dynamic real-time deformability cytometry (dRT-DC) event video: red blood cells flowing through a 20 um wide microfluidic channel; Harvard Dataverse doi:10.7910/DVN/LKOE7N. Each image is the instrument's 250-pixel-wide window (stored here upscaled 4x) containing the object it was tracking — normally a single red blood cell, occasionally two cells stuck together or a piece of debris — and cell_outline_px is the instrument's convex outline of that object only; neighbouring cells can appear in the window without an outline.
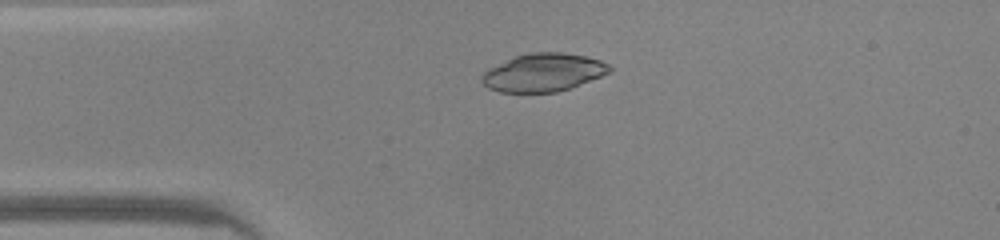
{"species": "common noctule bat (a hibernating species)", "species_latin": "Nyctalus noctula", "temperature_condition": "warm", "stored_images_in_passage": 37, "camera_frame_rate_fps": 3000, "um_per_image_px": 0.085, "animal": {"sex": "male", "body_mass_g": 20.0, "forearm_length_mm": 53.3}, "frame": {"image": 1, "passage_image": 1, "time_ms": 0.0, "image_size_px": [1000, 240], "cell_outline_px": [[612, 72], [568, 88], [556, 92], [500, 92], [488, 88], [480, 80], [480, 76], [488, 68], [516, 56], [532, 52], [564, 52], [584, 56], [600, 60], [608, 64], [612, 68]], "centroid_in_image_um": [46.17, 6.16], "position_along_channel_um": 38.8, "area_um2": 28.15}}
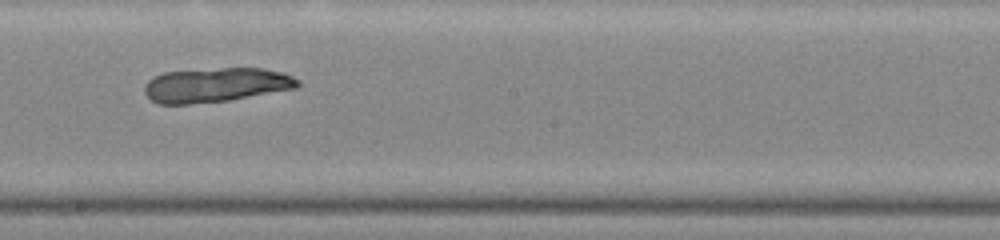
{"frame": {"image": 2, "passage_image": 16, "time_ms": 5.0, "image_size_px": [1000, 240], "cell_outline_px": [[300, 84], [296, 88], [228, 100], [188, 104], [156, 104], [144, 92], [144, 84], [148, 80], [164, 72], [224, 68], [260, 68], [284, 72], [300, 80]], "centroid_in_image_um": [18.35, 7.22], "position_along_channel_um": 229.8, "area_um2": 30.58}}
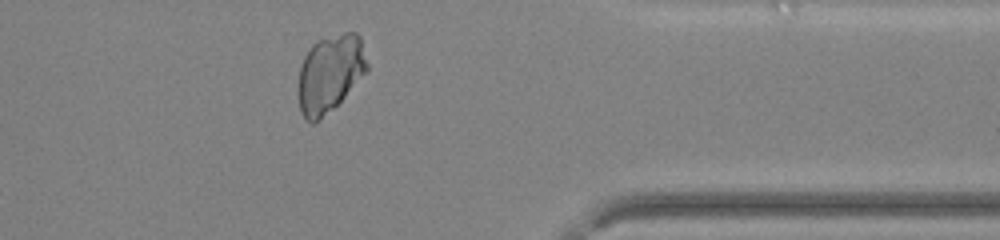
{"frame": {"image": 3, "passage_image": 28, "time_ms": 9.0, "image_size_px": [1000, 240], "cell_outline_px": [[368, 68], [344, 96], [332, 108], [312, 124], [300, 112], [300, 68], [304, 56], [308, 48], [316, 40], [344, 32], [356, 32], [360, 36], [368, 64]], "centroid_in_image_um": [28.05, 6.17], "position_along_channel_um": 383.3, "area_um2": 30.29}}